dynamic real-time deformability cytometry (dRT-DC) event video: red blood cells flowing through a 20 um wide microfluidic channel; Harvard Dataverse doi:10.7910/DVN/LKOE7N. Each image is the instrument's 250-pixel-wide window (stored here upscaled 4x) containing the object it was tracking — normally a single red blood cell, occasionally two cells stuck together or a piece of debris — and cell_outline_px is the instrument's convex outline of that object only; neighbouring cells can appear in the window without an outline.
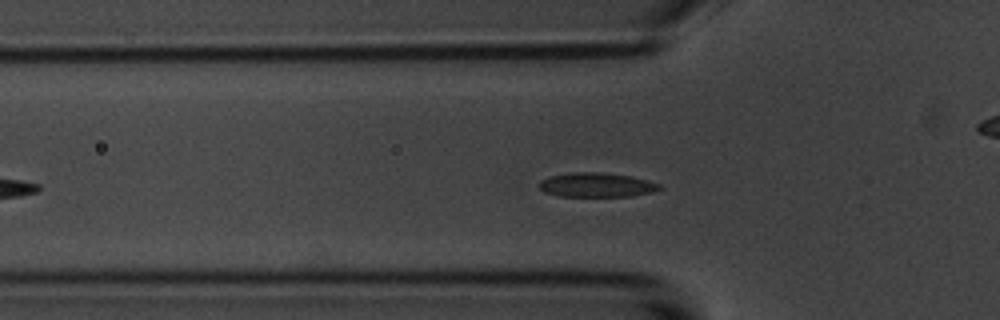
{"species": "common noctule bat (a hibernating species)", "species_latin": "Nyctalus noctula", "temperature_condition": "room temperature", "stored_images_in_passage": 47, "camera_frame_rate_fps": 3000, "um_per_image_px": 0.085, "animal": {"sex": "male", "body_mass_g": 20.1, "forearm_length_mm": 53.5}, "frame": {"image": 1, "passage_image": 12, "time_ms": 3.667, "image_size_px": [1000, 320], "cell_outline_px": [[660, 188], [652, 192], [632, 196], [560, 196], [544, 192], [540, 188], [540, 180], [552, 176], [568, 172], [596, 172], [632, 176], [660, 184]], "centroid_in_image_um": [50.69, 15.71], "position_along_channel_um": 75.1, "area_um2": 16.88}}
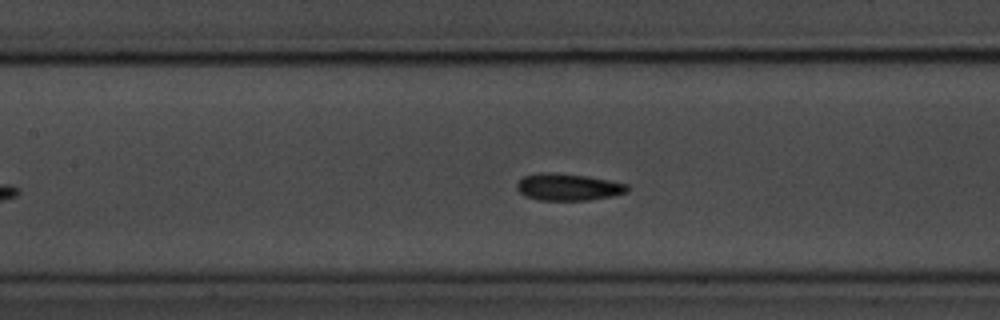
{"frame": {"image": 2, "passage_image": 19, "time_ms": 6.0, "image_size_px": [1000, 320], "cell_outline_px": [[628, 192], [612, 196], [588, 200], [536, 200], [524, 196], [516, 188], [516, 184], [524, 176], [540, 172], [548, 172], [588, 176], [628, 184]], "centroid_in_image_um": [48.27, 15.9], "position_along_channel_um": 159.1, "area_um2": 17.4}}
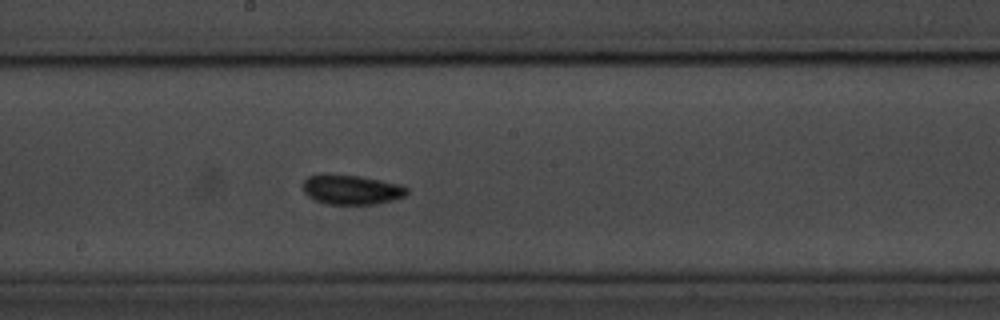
{"frame": {"image": 3, "passage_image": 24, "time_ms": 7.667, "image_size_px": [1000, 320], "cell_outline_px": [[408, 192], [404, 196], [392, 200], [376, 204], [324, 204], [308, 196], [304, 192], [304, 180], [308, 176], [320, 172], [360, 176], [400, 184], [408, 188]], "centroid_in_image_um": [29.84, 16.1], "position_along_channel_um": 218.4, "area_um2": 18.21}, "authors_computed_cell_mechanics": {"area_um2": 16.762, "velocity_mm_per_s": 3.561, "shape_relaxation_time_tau1_ms": 1.6694, "shape_relaxation_time_tau2_ms": 1.715, "deformation_change_tau1": 0.0806, "deformation_change_tau2": 0.0412}}